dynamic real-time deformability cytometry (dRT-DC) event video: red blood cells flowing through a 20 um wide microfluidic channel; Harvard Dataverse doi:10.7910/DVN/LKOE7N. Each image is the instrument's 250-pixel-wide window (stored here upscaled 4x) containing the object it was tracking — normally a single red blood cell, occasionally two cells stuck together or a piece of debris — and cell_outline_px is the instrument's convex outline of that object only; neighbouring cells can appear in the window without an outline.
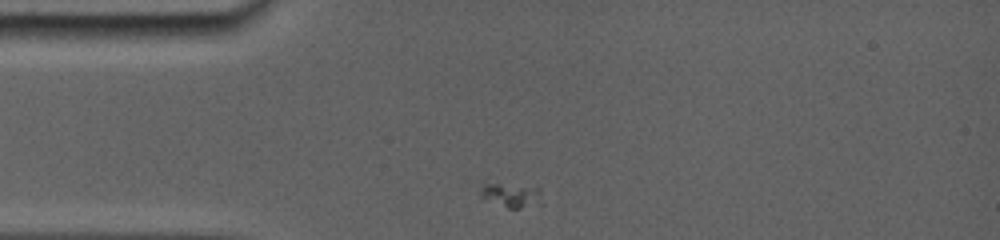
{"species": "common noctule bat (a hibernating species)", "species_latin": "Nyctalus noctula", "temperature_condition": "room temperature", "stored_images_in_passage": 22, "camera_frame_rate_fps": 5000, "um_per_image_px": 0.085, "animal": {"sex": "female", "body_mass_g": 19.0, "forearm_length_mm": 56.7}, "frame": {"image": 1, "passage_image": 1, "time_ms": 0.0, "image_size_px": [1000, 240], "cell_outline_px": [[544, 204], [520, 208], [508, 208], [480, 200], [468, 180], [472, 180], [540, 188]], "centroid_in_image_um": [43.14, 16.53], "position_along_channel_um": 41.9, "area_um2": 10.23}}
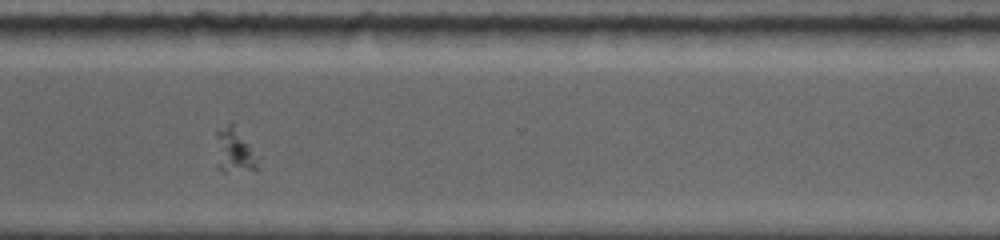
{"frame": {"image": 2, "passage_image": 16, "time_ms": 8.6, "image_size_px": [1000, 240], "cell_outline_px": [[256, 172], [224, 172], [220, 168], [216, 136], [216, 132], [232, 120], [248, 144], [256, 164]], "centroid_in_image_um": [19.9, 12.8], "position_along_channel_um": 350.7, "area_um2": 10.35}}
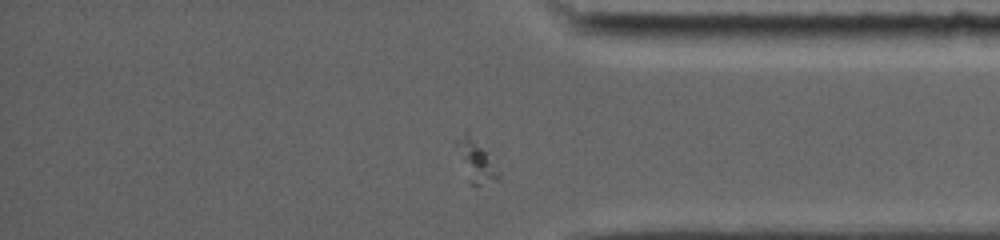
{"frame": {"image": 3, "passage_image": 19, "time_ms": 9.8, "image_size_px": [1000, 240], "cell_outline_px": [[500, 180], [480, 184], [472, 184], [468, 180], [452, 140], [464, 128], [468, 128], [496, 156], [500, 176]], "centroid_in_image_um": [40.47, 13.47], "position_along_channel_um": 394.7, "area_um2": 11.85}}